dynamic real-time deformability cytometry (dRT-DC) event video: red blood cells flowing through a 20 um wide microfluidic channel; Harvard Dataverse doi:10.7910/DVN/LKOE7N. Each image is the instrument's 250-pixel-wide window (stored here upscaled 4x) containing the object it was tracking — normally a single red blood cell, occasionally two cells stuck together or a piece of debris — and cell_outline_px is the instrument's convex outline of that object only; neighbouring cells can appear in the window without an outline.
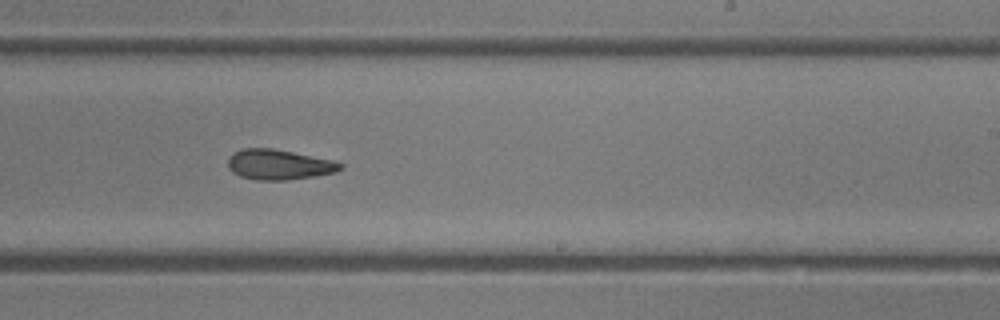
{"species": "common noctule bat (a hibernating species)", "species_latin": "Nyctalus noctula", "temperature_condition": "room temperature", "stored_images_in_passage": 28, "camera_frame_rate_fps": 3000, "um_per_image_px": 0.085, "animal": {"sex": "female"}, "frame": {"image": 1, "passage_image": 16, "time_ms": 5.0, "image_size_px": [1000, 320], "cell_outline_px": [[344, 168], [336, 172], [288, 180], [260, 180], [240, 176], [232, 172], [228, 168], [228, 156], [232, 152], [244, 148], [272, 148], [336, 160], [344, 164]], "centroid_in_image_um": [23.72, 13.98], "position_along_channel_um": 265.3, "area_um2": 20.0}}
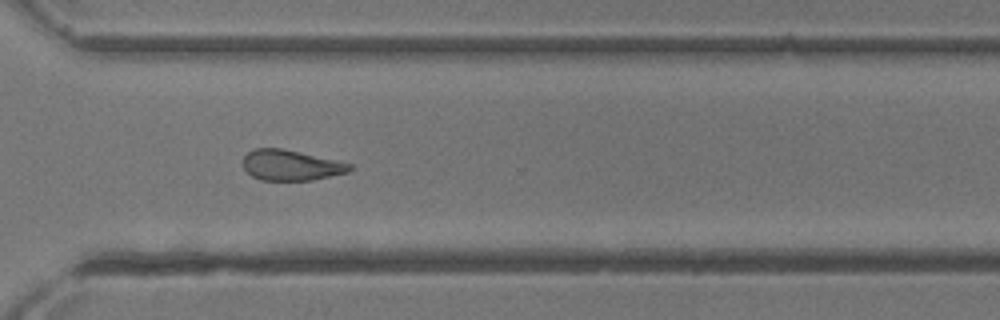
{"frame": {"image": 2, "passage_image": 20, "time_ms": 6.333, "image_size_px": [1000, 320], "cell_outline_px": [[352, 168], [348, 172], [312, 180], [260, 180], [252, 176], [244, 168], [244, 156], [252, 148], [280, 148], [336, 160], [352, 164]], "centroid_in_image_um": [24.71, 14.04], "position_along_channel_um": 345.9, "area_um2": 18.79}}